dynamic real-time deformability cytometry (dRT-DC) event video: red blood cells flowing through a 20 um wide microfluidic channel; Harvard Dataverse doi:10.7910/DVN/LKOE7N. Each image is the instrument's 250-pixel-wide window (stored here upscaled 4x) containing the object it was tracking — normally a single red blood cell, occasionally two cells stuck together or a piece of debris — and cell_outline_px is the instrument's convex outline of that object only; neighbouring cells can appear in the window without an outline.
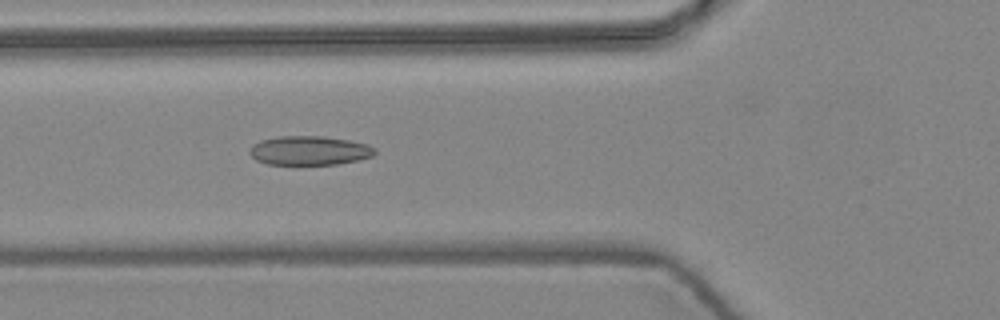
{"species": "common noctule bat (a hibernating species)", "species_latin": "Nyctalus noctula", "temperature_condition": "warm", "stored_images_in_passage": 4, "camera_frame_rate_fps": 3000, "um_per_image_px": 0.085, "animal": {"sex": "female", "body_mass_g": 24.6, "forearm_length_mm": 56.2}, "frame": {"image": 1, "passage_image": 4, "time_ms": 1.0, "image_size_px": [1000, 320], "cell_outline_px": [[376, 152], [372, 156], [356, 160], [336, 164], [296, 168], [268, 164], [256, 160], [248, 152], [252, 144], [260, 140], [280, 136], [324, 136], [348, 140], [368, 144], [376, 148]], "centroid_in_image_um": [26.25, 12.84], "position_along_channel_um": 99.6, "area_um2": 22.2}}